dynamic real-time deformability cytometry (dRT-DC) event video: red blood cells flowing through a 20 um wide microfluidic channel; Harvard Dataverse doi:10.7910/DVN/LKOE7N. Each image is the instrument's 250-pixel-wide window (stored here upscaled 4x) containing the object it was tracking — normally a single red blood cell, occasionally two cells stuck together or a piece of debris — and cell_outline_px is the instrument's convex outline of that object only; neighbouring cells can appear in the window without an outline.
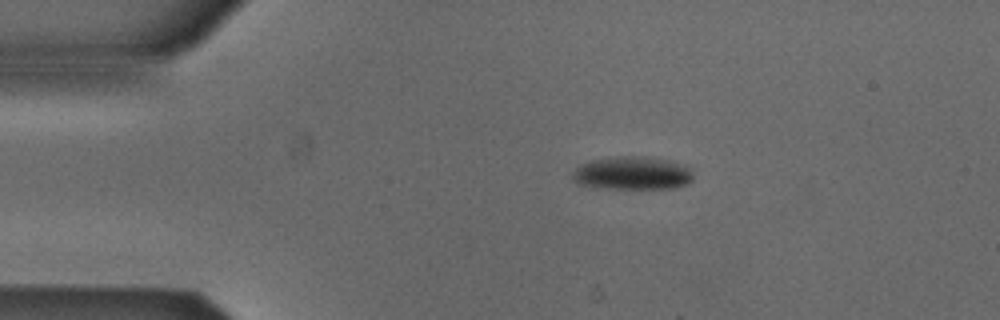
{"species": "Egyptian fruit bat (a non-hibernating species)", "species_latin": "Rousettus aegyptiacus", "temperature_condition": "cold", "stored_images_in_passage": 4, "camera_frame_rate_fps": 3000, "um_per_image_px": 0.085, "animal": {"sex": "male"}, "frame": {"image": 1, "passage_image": 2, "time_ms": 0.333, "image_size_px": [1000, 320], "cell_outline_px": [[692, 180], [688, 184], [676, 188], [604, 188], [576, 184], [572, 176], [572, 172], [576, 168], [584, 164], [596, 160], [620, 156], [632, 156], [664, 160], [692, 168]], "centroid_in_image_um": [53.76, 14.75], "position_along_channel_um": 31.2, "area_um2": 22.83}}
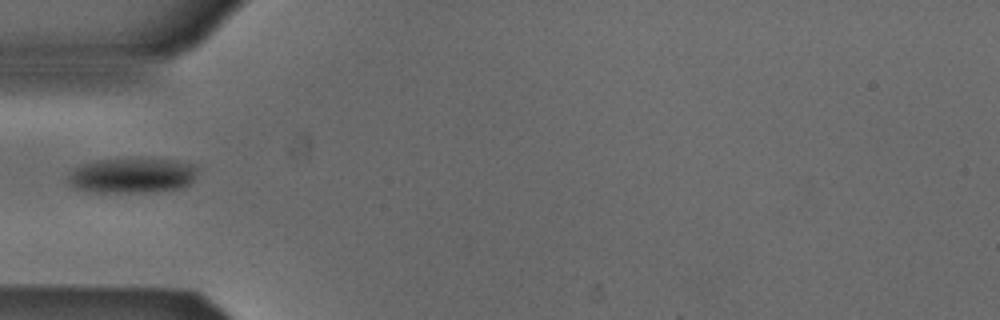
{"frame": {"image": 2, "passage_image": 4, "time_ms": 1.0, "image_size_px": [1000, 320], "cell_outline_px": [[196, 172], [192, 180], [188, 184], [180, 188], [156, 192], [100, 192], [76, 188], [68, 184], [68, 176], [72, 168], [96, 160], [172, 160], [192, 164], [196, 168]], "centroid_in_image_um": [11.19, 14.94], "position_along_channel_um": 73.8, "area_um2": 25.95}}